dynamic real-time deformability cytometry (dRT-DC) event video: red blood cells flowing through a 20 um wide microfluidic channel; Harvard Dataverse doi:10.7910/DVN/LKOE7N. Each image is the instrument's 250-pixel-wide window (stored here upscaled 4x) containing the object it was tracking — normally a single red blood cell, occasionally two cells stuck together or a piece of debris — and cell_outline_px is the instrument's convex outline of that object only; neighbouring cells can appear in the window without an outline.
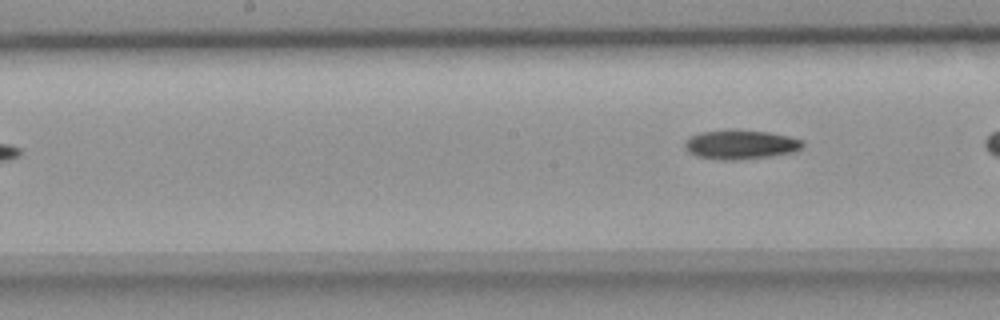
{"species": "common noctule bat (a hibernating species)", "species_latin": "Nyctalus noctula", "temperature_condition": "room temperature", "stored_images_in_passage": 7, "camera_frame_rate_fps": 3000, "um_per_image_px": 0.085, "animal": {"sex": "female", "body_mass_g": 18.4}, "frame": {"image": 1, "passage_image": 7, "time_ms": 2.0, "image_size_px": [1000, 320], "cell_outline_px": [[804, 144], [800, 148], [792, 152], [772, 156], [740, 160], [716, 160], [696, 156], [688, 152], [684, 148], [684, 144], [688, 136], [700, 132], [732, 128], [736, 128], [768, 132], [788, 136], [804, 140]], "centroid_in_image_um": [62.89, 12.27], "position_along_channel_um": 185.3, "area_um2": 20.69}}